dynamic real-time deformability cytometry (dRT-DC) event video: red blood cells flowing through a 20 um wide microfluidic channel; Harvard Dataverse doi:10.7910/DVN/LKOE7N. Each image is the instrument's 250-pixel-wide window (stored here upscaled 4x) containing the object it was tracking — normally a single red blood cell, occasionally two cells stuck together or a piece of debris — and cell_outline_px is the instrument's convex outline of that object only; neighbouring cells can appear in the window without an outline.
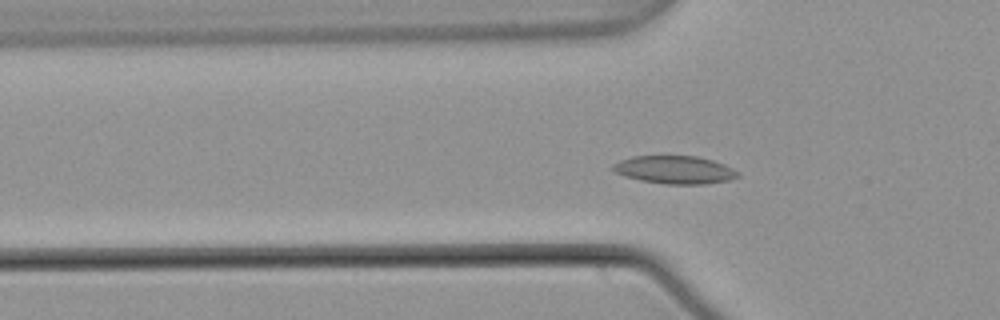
{"species": "common noctule bat (a hibernating species)", "species_latin": "Nyctalus noctula", "temperature_condition": "warm", "stored_images_in_passage": 40, "camera_frame_rate_fps": 3000, "um_per_image_px": 0.085, "animal": {"sex": "male", "body_mass_g": 21.5, "forearm_length_mm": 52.0}, "frame": {"image": 1, "passage_image": 2, "time_ms": 0.333, "image_size_px": [1000, 320], "cell_outline_px": [[740, 176], [728, 180], [704, 184], [664, 184], [640, 180], [624, 176], [616, 172], [612, 168], [612, 164], [620, 160], [632, 156], [696, 156], [712, 160], [724, 164], [740, 172]], "centroid_in_image_um": [57.35, 14.43], "position_along_channel_um": 68.4, "area_um2": 20.35}}
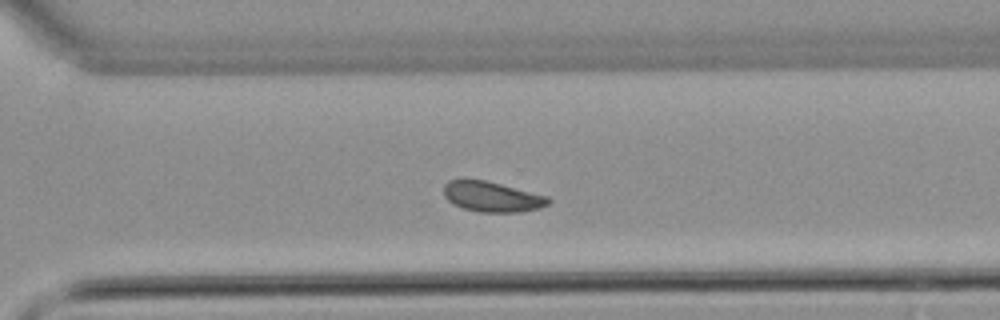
{"frame": {"image": 2, "passage_image": 23, "time_ms": 7.333, "image_size_px": [1000, 320], "cell_outline_px": [[552, 200], [548, 204], [540, 208], [524, 212], [480, 212], [464, 208], [452, 204], [444, 196], [444, 184], [448, 180], [460, 176], [464, 176], [484, 180], [548, 196]], "centroid_in_image_um": [41.76, 16.69], "position_along_channel_um": 328.8, "area_um2": 18.96}}
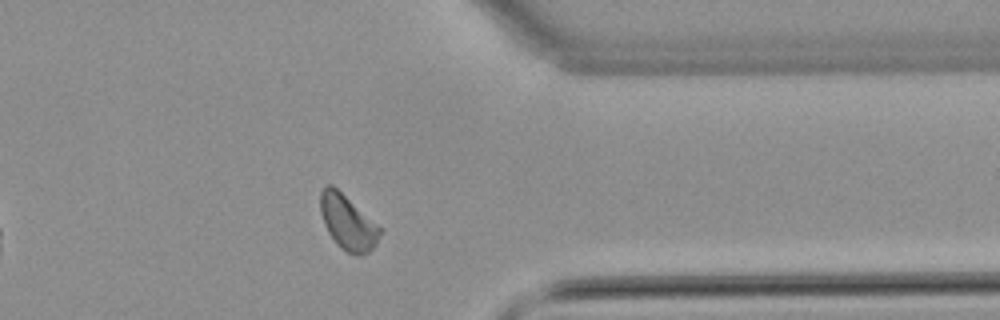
{"frame": {"image": 3, "passage_image": 28, "time_ms": 9.0, "image_size_px": [1000, 320], "cell_outline_px": [[384, 228], [376, 244], [368, 252], [360, 256], [348, 252], [340, 248], [336, 244], [328, 232], [324, 224], [320, 212], [320, 192], [328, 184], [332, 184]], "centroid_in_image_um": [29.59, 18.9], "position_along_channel_um": 381.8, "area_um2": 19.31}, "authors_computed_cell_mechanics": {"area_um2": 18.8139, "velocity_mm_per_s": 3.7335, "shape_relaxation_time_tau1_ms": 6.4108, "shape_relaxation_time_tau2_ms": 2.2317, "deformation_change_tau1": 0.0908, "deformation_change_tau2": 0.0586}}